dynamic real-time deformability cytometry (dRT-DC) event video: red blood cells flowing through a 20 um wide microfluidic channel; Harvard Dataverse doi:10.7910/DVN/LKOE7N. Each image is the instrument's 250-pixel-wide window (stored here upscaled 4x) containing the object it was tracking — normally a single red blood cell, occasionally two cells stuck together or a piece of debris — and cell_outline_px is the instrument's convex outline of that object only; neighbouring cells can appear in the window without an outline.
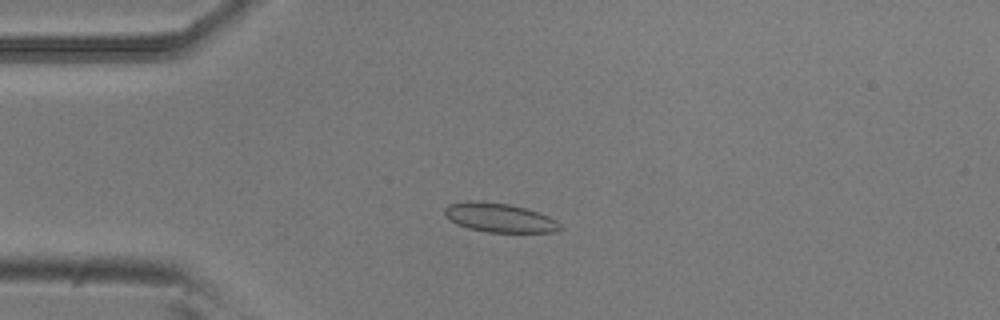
{"species": "common noctule bat (a hibernating species)", "species_latin": "Nyctalus noctula", "temperature_condition": "room temperature", "stored_images_in_passage": 6, "camera_frame_rate_fps": 3000, "um_per_image_px": 0.085, "animal": {"sex": "male", "body_mass_g": 20.5, "forearm_length_mm": 52.5}, "frame": {"image": 1, "passage_image": 3, "time_ms": 0.667, "image_size_px": [1000, 320], "cell_outline_px": [[564, 228], [552, 232], [488, 232], [468, 228], [456, 224], [444, 216], [444, 208], [448, 204], [472, 200], [480, 200], [508, 204], [528, 208], [548, 216], [556, 220]], "centroid_in_image_um": [42.43, 18.49], "position_along_channel_um": 42.6, "area_um2": 19.77}}
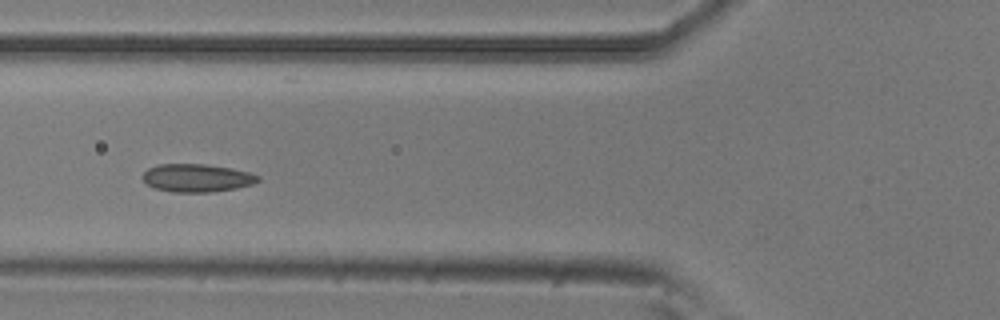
{"frame": {"image": 2, "passage_image": 5, "time_ms": 1.333, "image_size_px": [1000, 320], "cell_outline_px": [[260, 180], [252, 184], [236, 188], [208, 192], [172, 192], [156, 188], [148, 184], [144, 180], [144, 172], [148, 168], [156, 164], [204, 164], [232, 168], [248, 172], [260, 176]], "centroid_in_image_um": [16.75, 15.11], "position_along_channel_um": 109.1, "area_um2": 18.67}}
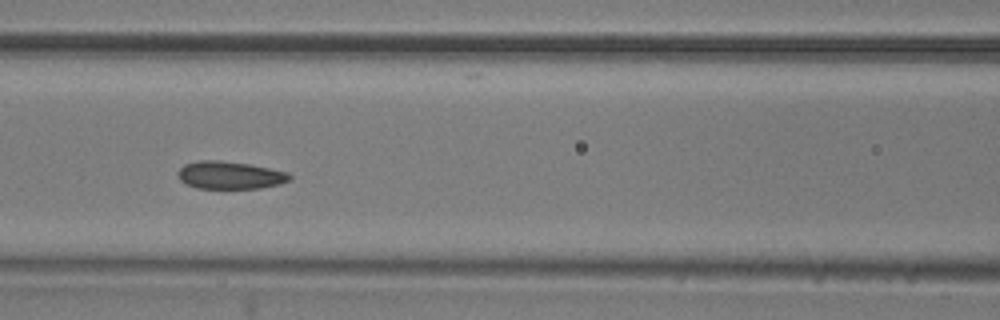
{"frame": {"image": 3, "passage_image": 6, "time_ms": 1.667, "image_size_px": [1000, 320], "cell_outline_px": [[292, 180], [280, 184], [260, 188], [196, 188], [180, 180], [176, 172], [184, 164], [200, 160], [220, 160], [248, 164], [288, 172], [292, 176]], "centroid_in_image_um": [19.55, 14.89], "position_along_channel_um": 147.0, "area_um2": 18.03}}